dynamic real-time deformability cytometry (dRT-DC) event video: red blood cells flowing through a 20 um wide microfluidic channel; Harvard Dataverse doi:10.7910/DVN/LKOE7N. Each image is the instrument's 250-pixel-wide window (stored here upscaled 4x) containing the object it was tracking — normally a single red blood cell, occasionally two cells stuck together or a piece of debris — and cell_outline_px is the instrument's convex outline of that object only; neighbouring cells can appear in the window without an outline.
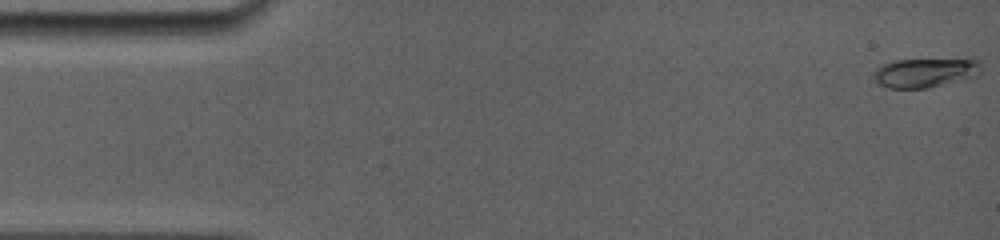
{"species": "common noctule bat (a hibernating species)", "species_latin": "Nyctalus noctula", "temperature_condition": "room temperature", "stored_images_in_passage": 65, "camera_frame_rate_fps": 5000, "um_per_image_px": 0.085, "animal": {"sex": "female", "body_mass_g": 19.0, "forearm_length_mm": 56.7}, "frame": {"image": 1, "passage_image": 1, "time_ms": 0.0, "image_size_px": [1000, 240], "cell_outline_px": [[980, 72], [976, 76], [928, 88], [888, 88], [880, 84], [876, 80], [872, 72], [876, 68], [892, 60], [964, 56], [972, 56], [980, 60]], "centroid_in_image_um": [78.73, 6.1], "position_along_channel_um": 6.3, "area_um2": 19.36}}
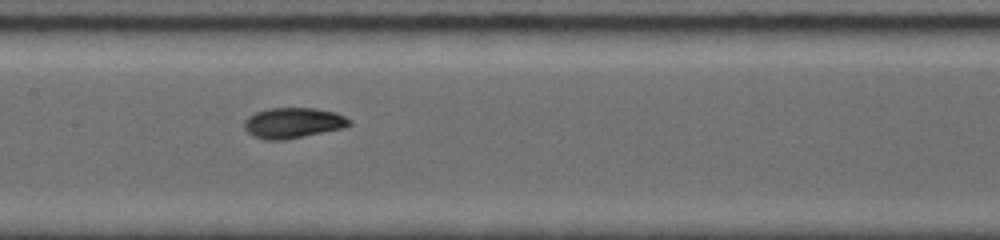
{"frame": {"image": 2, "passage_image": 44, "time_ms": 7.8, "image_size_px": [1000, 240], "cell_outline_px": [[352, 124], [344, 128], [284, 140], [268, 140], [252, 136], [244, 128], [244, 120], [248, 116], [256, 112], [268, 108], [316, 108], [336, 112], [352, 120]], "centroid_in_image_um": [24.92, 10.44], "position_along_channel_um": 182.5, "area_um2": 18.84}}
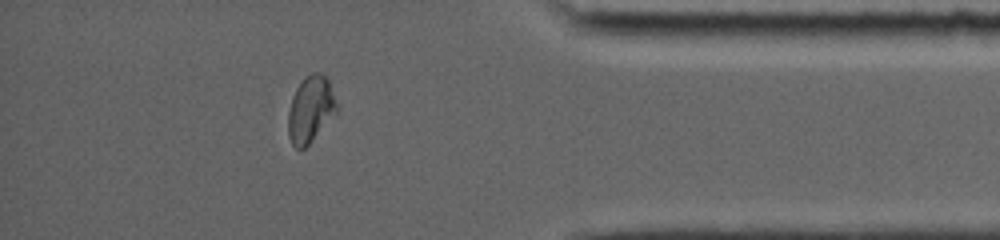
{"frame": {"image": 3, "passage_image": 63, "time_ms": 14.0, "image_size_px": [1000, 240], "cell_outline_px": [[340, 108], [308, 144], [304, 148], [296, 148], [292, 144], [288, 136], [288, 112], [292, 96], [296, 88], [304, 76], [312, 72], [320, 72], [328, 80]], "centroid_in_image_um": [26.39, 9.26], "position_along_channel_um": 408.8, "area_um2": 18.79}}